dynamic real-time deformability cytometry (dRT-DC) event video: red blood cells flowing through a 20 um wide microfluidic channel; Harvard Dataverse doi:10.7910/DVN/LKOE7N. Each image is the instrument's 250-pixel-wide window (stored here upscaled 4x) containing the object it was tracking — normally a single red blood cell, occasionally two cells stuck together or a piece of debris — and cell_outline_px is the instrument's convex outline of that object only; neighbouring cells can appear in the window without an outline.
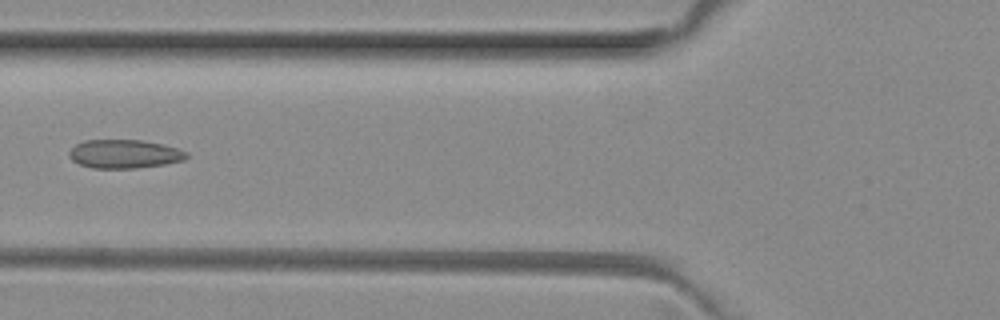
{"species": "common noctule bat (a hibernating species)", "species_latin": "Nyctalus noctula", "temperature_condition": "room temperature", "stored_images_in_passage": 5, "camera_frame_rate_fps": 3000, "um_per_image_px": 0.085, "animal": {"sex": "female", "body_mass_g": 29.2, "forearm_length_mm": 56.3}, "frame": {"image": 1, "passage_image": 5, "time_ms": 1.333, "image_size_px": [1000, 320], "cell_outline_px": [[188, 156], [184, 160], [164, 164], [136, 168], [92, 168], [80, 164], [72, 160], [68, 156], [68, 152], [76, 144], [84, 140], [140, 140], [160, 144], [176, 148], [188, 152]], "centroid_in_image_um": [10.55, 13.09], "position_along_channel_um": 115.3, "area_um2": 19.48}}